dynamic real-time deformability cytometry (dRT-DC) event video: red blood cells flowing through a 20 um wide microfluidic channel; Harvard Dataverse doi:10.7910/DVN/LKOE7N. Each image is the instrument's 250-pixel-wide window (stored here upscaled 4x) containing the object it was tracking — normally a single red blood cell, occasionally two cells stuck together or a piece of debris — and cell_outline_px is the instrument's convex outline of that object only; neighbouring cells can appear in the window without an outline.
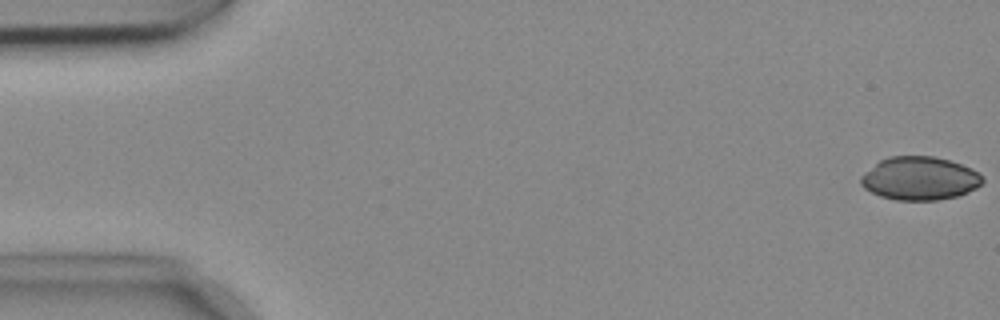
{"species": "common noctule bat (a hibernating species)", "species_latin": "Nyctalus noctula", "temperature_condition": "cold", "stored_images_in_passage": 54, "camera_frame_rate_fps": 3000, "um_per_image_px": 0.085, "animal": {"sex": "female", "body_mass_g": 18.4}, "frame": {"image": 1, "passage_image": 1, "time_ms": 0.0, "image_size_px": [1000, 320], "cell_outline_px": [[984, 180], [976, 188], [968, 192], [956, 196], [936, 200], [896, 200], [880, 196], [864, 188], [860, 184], [860, 176], [864, 172], [880, 160], [888, 156], [932, 156], [948, 160], [972, 168], [984, 176]], "centroid_in_image_um": [78.16, 15.16], "position_along_channel_um": 6.8, "area_um2": 30.75}}
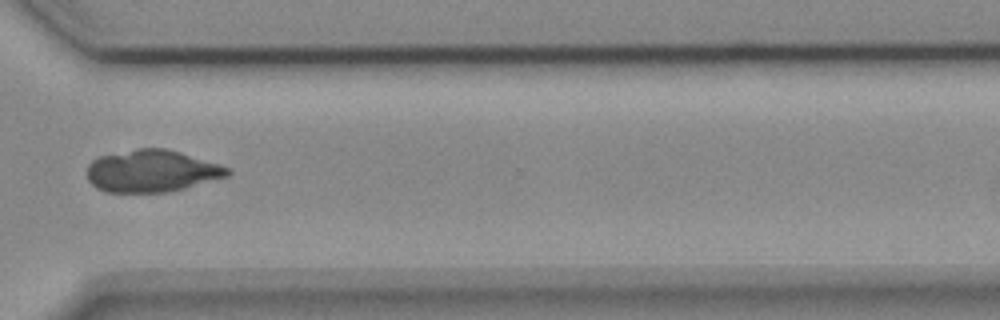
{"frame": {"image": 2, "passage_image": 40, "time_ms": 13.0, "image_size_px": [1000, 320], "cell_outline_px": [[232, 172], [228, 176], [184, 188], [168, 192], [104, 192], [96, 188], [88, 180], [88, 164], [92, 160], [100, 156], [136, 148], [168, 148], [220, 164], [228, 168]], "centroid_in_image_um": [12.9, 14.53], "position_along_channel_um": 357.7, "area_um2": 34.56}}
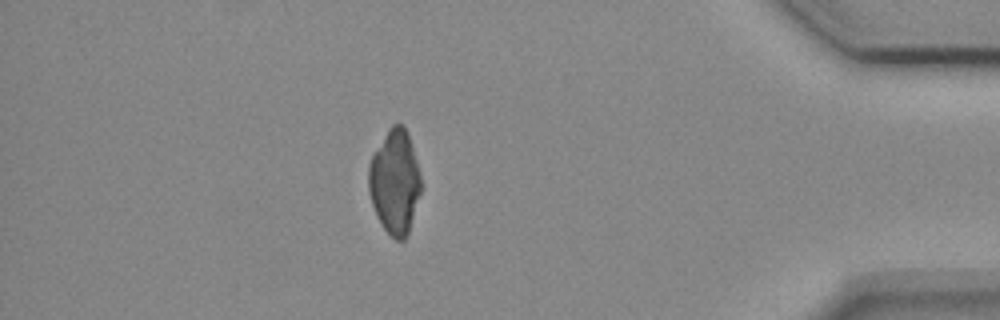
{"frame": {"image": 3, "passage_image": 47, "time_ms": 15.333, "image_size_px": [1000, 320], "cell_outline_px": [[420, 192], [408, 232], [404, 240], [396, 240], [384, 228], [376, 216], [368, 192], [368, 164], [372, 156], [388, 128], [392, 124], [404, 124], [408, 132], [420, 172]], "centroid_in_image_um": [33.53, 15.42], "position_along_channel_um": 401.7, "area_um2": 31.67}}